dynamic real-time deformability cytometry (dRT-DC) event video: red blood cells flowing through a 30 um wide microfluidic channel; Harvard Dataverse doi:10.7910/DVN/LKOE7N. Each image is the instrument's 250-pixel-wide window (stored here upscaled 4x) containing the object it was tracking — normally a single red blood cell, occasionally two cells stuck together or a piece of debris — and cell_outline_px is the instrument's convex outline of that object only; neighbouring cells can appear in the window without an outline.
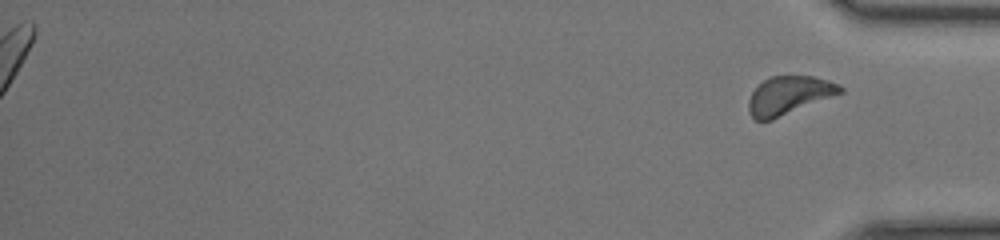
{"species": "common noctule bat (a hibernating species)", "species_latin": "Nyctalus noctula", "temperature_condition": "room temperature", "stored_images_in_passage": 41, "segment_of_instrument_passage": [2, 2], "camera_frame_rate_fps": 3000, "um_per_image_px": 0.085, "animal": {"sex": "female", "body_mass_g": 17.0, "forearm_length_mm": 48.0}, "frame": {"image": 1, "passage_image": 41, "time_ms": 13.333, "image_size_px": [1000, 240], "cell_outline_px": [[844, 92], [772, 120], [756, 120], [748, 112], [748, 100], [752, 92], [768, 76], [812, 76], [828, 80], [840, 84], [844, 88]], "centroid_in_image_um": [67.07, 8.1], "position_along_channel_um": 368.1, "area_um2": 20.46}}